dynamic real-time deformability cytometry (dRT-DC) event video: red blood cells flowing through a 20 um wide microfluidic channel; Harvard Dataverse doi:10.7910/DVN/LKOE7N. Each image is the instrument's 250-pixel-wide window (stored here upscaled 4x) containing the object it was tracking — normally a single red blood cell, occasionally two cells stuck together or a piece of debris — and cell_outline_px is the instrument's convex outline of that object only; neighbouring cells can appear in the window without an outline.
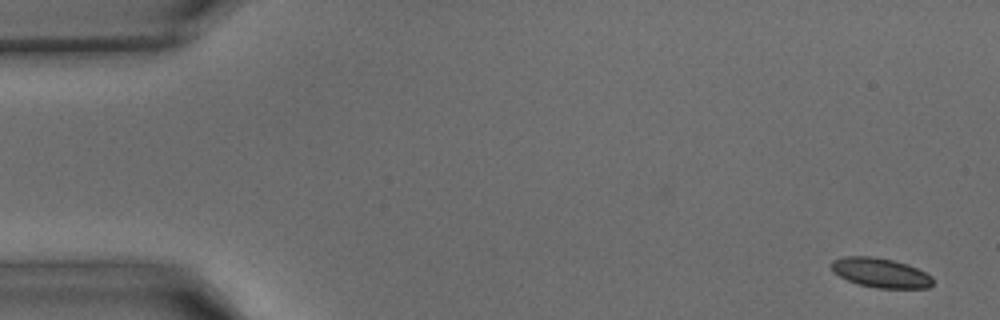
{"species": "common noctule bat (a hibernating species)", "species_latin": "Nyctalus noctula", "temperature_condition": "warm", "stored_images_in_passage": 9, "camera_frame_rate_fps": 3000, "um_per_image_px": 0.085, "animal": {"sex": "male", "body_mass_g": 15.6}, "frame": {"image": 1, "passage_image": 1, "time_ms": 0.0, "image_size_px": [1000, 320], "cell_outline_px": [[932, 284], [928, 288], [876, 288], [856, 284], [832, 272], [828, 264], [832, 260], [844, 256], [872, 256], [892, 260], [916, 268], [932, 276]], "centroid_in_image_um": [74.77, 23.18], "position_along_channel_um": 10.2, "area_um2": 17.51}}